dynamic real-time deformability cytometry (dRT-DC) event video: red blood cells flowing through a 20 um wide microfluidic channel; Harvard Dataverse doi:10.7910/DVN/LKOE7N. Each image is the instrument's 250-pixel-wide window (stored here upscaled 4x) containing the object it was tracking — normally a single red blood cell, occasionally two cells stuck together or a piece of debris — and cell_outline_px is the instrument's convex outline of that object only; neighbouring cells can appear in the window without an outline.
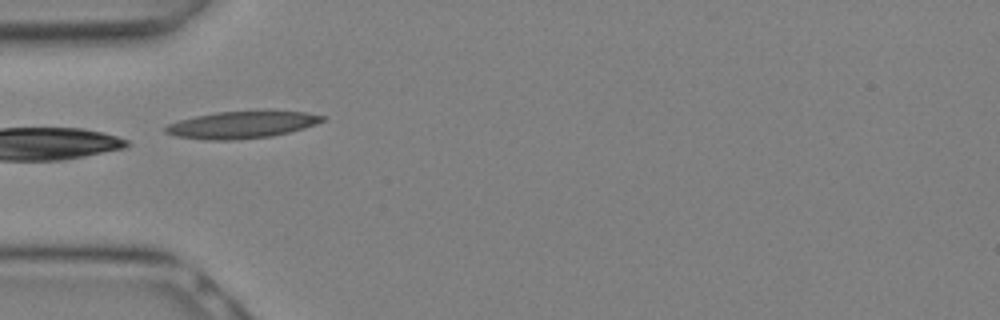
{"species": "Egyptian fruit bat (a non-hibernating species)", "species_latin": "Rousettus aegyptiacus", "temperature_condition": "warm", "stored_images_in_passage": 19, "camera_frame_rate_fps": 3000, "um_per_image_px": 0.085, "animal": {"sex": "female"}, "frame": {"image": 1, "passage_image": 1, "time_ms": 0.0, "image_size_px": [1000, 320], "cell_outline_px": [[324, 120], [304, 128], [272, 136], [232, 140], [208, 140], [176, 136], [164, 132], [164, 128], [168, 124], [180, 120], [196, 116], [216, 112], [304, 112], [324, 116]], "centroid_in_image_um": [20.49, 10.62], "position_along_channel_um": 64.5, "area_um2": 24.1}}
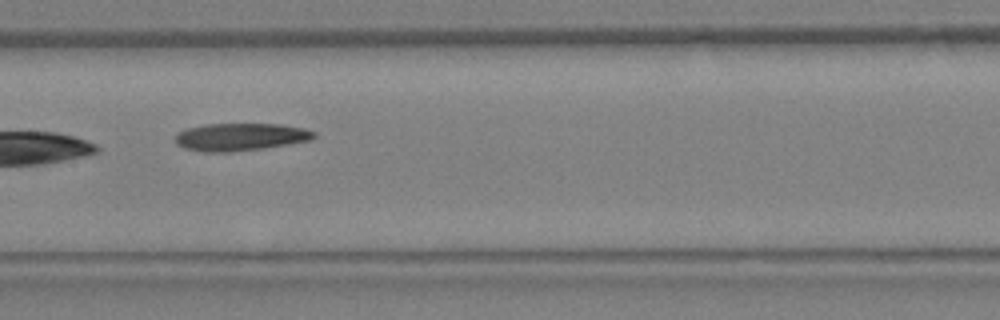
{"frame": {"image": 2, "passage_image": 6, "time_ms": 1.667, "image_size_px": [1000, 320], "cell_outline_px": [[316, 136], [312, 140], [260, 148], [228, 152], [204, 152], [184, 148], [176, 144], [176, 132], [184, 128], [204, 124], [280, 124], [304, 128], [316, 132]], "centroid_in_image_um": [20.39, 11.62], "position_along_channel_um": 187.0, "area_um2": 22.31}}